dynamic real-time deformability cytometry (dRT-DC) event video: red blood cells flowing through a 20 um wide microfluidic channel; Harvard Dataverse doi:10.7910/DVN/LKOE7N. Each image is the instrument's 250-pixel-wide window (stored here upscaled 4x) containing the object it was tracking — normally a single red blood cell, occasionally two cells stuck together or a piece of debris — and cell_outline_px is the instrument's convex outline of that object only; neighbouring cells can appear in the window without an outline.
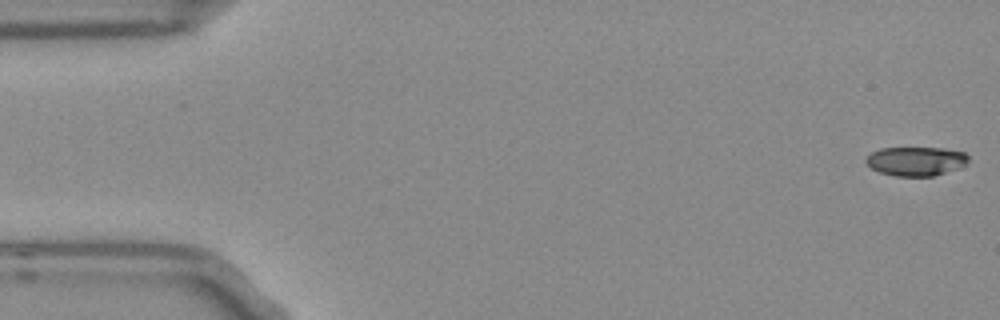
{"species": "Egyptian fruit bat (a non-hibernating species)", "species_latin": "Rousettus aegyptiacus", "temperature_condition": "room temperature", "stored_images_in_passage": 54, "camera_frame_rate_fps": 3000, "um_per_image_px": 0.085, "frame": {"image": 1, "passage_image": 1, "time_ms": 0.0, "image_size_px": [1000, 320], "cell_outline_px": [[968, 160], [960, 168], [932, 176], [892, 176], [880, 172], [872, 168], [864, 160], [872, 152], [880, 148], [944, 148], [964, 152], [968, 156]], "centroid_in_image_um": [77.85, 13.7], "position_along_channel_um": 7.1, "area_um2": 17.28}}
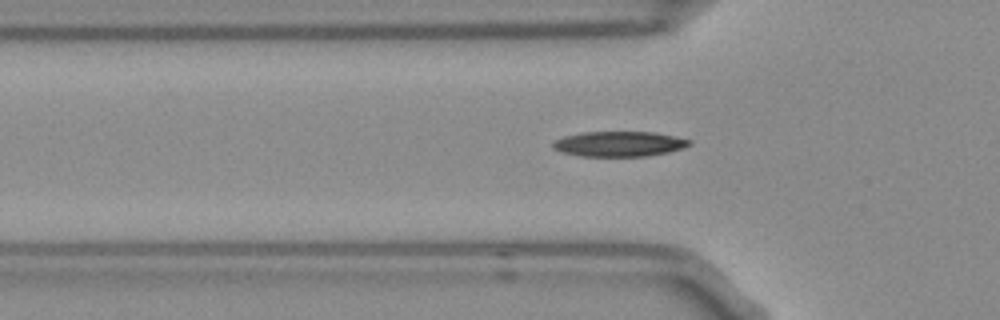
{"frame": {"image": 2, "passage_image": 17, "time_ms": 5.333, "image_size_px": [1000, 320], "cell_outline_px": [[692, 144], [684, 148], [668, 152], [648, 156], [580, 156], [560, 152], [552, 148], [552, 144], [556, 140], [564, 136], [580, 132], [652, 132], [692, 140]], "centroid_in_image_um": [52.61, 12.24], "position_along_channel_um": 73.2, "area_um2": 20.06}}
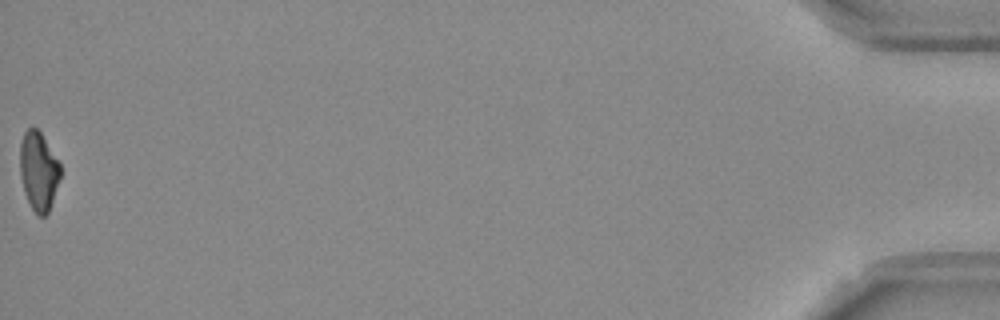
{"frame": {"image": 3, "passage_image": 54, "time_ms": 17.667, "image_size_px": [1000, 320], "cell_outline_px": [[60, 176], [48, 212], [44, 216], [36, 216], [24, 192], [20, 172], [20, 144], [24, 132], [28, 128], [36, 128], [40, 132], [60, 164]], "centroid_in_image_um": [3.26, 14.54], "position_along_channel_um": 431.9, "area_um2": 18.15}, "authors_computed_cell_mechanics": {"area_um2": 19.3919, "velocity_mm_per_s": 3.758, "shape_relaxation_time_tau1_ms": 4.5016, "shape_relaxation_time_tau2_ms": 5.9329, "deformation_change_tau1": 0.161, "deformation_change_tau2": 0.1302}}